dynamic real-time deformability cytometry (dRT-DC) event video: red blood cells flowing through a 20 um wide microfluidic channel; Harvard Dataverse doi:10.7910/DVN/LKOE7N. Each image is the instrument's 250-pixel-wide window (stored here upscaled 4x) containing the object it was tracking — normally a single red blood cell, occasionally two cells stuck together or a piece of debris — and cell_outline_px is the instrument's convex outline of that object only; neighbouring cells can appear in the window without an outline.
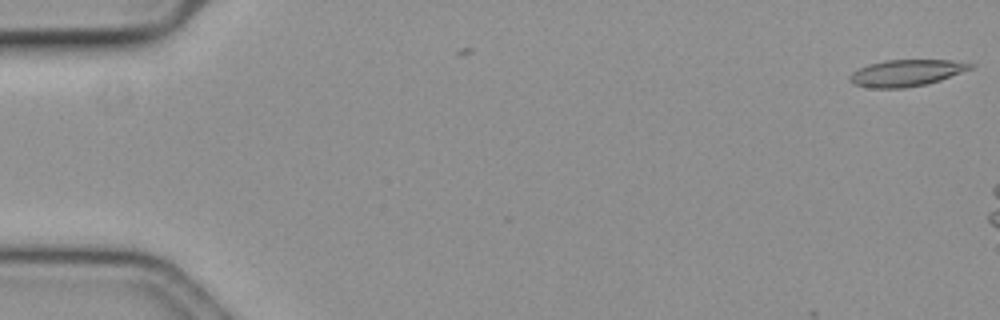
{"species": "common noctule bat (a hibernating species)", "species_latin": "Nyctalus noctula", "temperature_condition": "cold", "stored_images_in_passage": 3, "camera_frame_rate_fps": 3000, "um_per_image_px": 0.085, "animal": {"sex": "female", "body_mass_g": 19.3, "forearm_length_mm": 54.1}, "frame": {"image": 1, "passage_image": 3, "time_ms": 0.667, "image_size_px": [1000, 320], "cell_outline_px": [[976, 64], [972, 68], [940, 80], [928, 84], [904, 88], [872, 88], [852, 84], [848, 80], [848, 76], [852, 72], [868, 64], [884, 60], [952, 60]], "centroid_in_image_um": [77.01, 6.2], "position_along_channel_um": 8.0, "area_um2": 18.79}}